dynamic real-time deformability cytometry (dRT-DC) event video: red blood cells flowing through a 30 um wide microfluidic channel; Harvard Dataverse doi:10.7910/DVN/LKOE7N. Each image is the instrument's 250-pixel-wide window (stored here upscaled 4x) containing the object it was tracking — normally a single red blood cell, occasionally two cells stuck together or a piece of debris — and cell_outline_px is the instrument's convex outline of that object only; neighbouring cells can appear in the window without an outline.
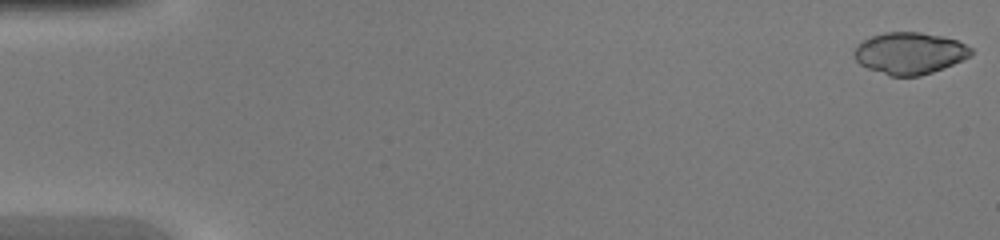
{"species": "common noctule bat (a hibernating species)", "species_latin": "Nyctalus noctula", "temperature_condition": "warm", "stored_images_in_passage": 44, "camera_frame_rate_fps": 3000, "um_per_image_px": 0.085, "animal": {"sex": "female", "body_mass_g": 20.0, "forearm_length_mm": 54.0}, "frame": {"image": 1, "passage_image": 1, "time_ms": 0.0, "image_size_px": [1000, 240], "cell_outline_px": [[972, 56], [944, 68], [920, 76], [888, 76], [868, 68], [860, 64], [856, 60], [852, 52], [864, 40], [872, 36], [884, 32], [920, 32], [940, 36], [956, 40], [972, 48]], "centroid_in_image_um": [77.33, 4.53], "position_along_channel_um": 7.7, "area_um2": 28.38}}
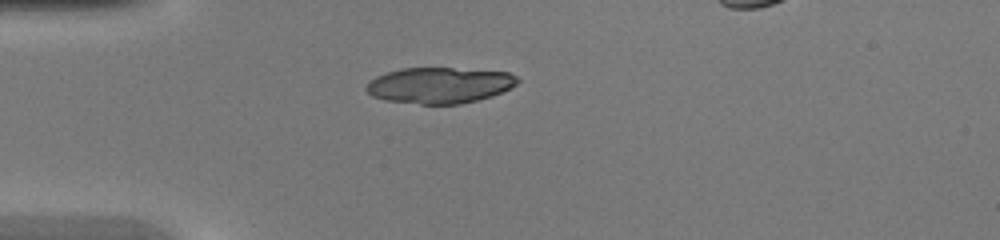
{"frame": {"image": 2, "passage_image": 13, "time_ms": 4.0, "image_size_px": [1000, 240], "cell_outline_px": [[520, 80], [516, 84], [492, 96], [460, 104], [420, 104], [384, 100], [372, 96], [364, 88], [376, 76], [400, 68], [452, 68], [508, 72], [516, 76]], "centroid_in_image_um": [37.34, 7.25], "position_along_channel_um": 47.7, "area_um2": 31.5}}